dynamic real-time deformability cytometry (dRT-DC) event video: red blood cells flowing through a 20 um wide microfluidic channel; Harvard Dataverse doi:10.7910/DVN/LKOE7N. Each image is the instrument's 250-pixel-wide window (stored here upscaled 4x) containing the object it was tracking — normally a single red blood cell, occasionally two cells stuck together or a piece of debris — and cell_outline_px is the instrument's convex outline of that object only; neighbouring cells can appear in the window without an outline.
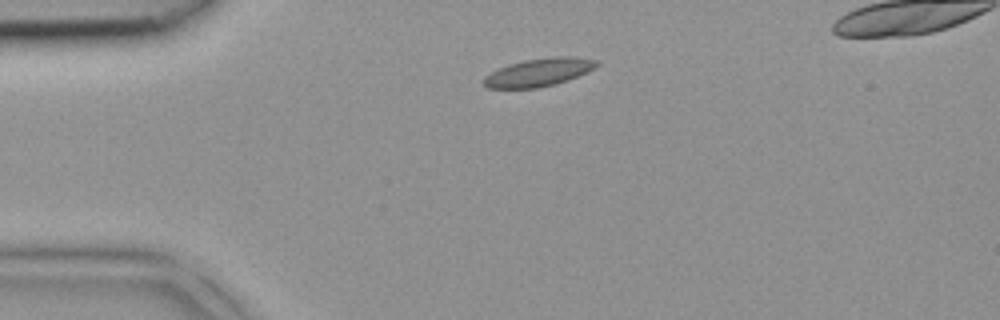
{"species": "common noctule bat (a hibernating species)", "species_latin": "Nyctalus noctula", "temperature_condition": "room temperature", "stored_images_in_passage": 4, "camera_frame_rate_fps": 3000, "um_per_image_px": 0.085, "animal": {"sex": "female", "body_mass_g": 18.4}, "frame": {"image": 1, "passage_image": 4, "time_ms": 1.0, "image_size_px": [1000, 320], "cell_outline_px": [[600, 64], [596, 68], [588, 72], [568, 80], [556, 84], [536, 88], [488, 88], [484, 84], [484, 76], [508, 64], [524, 60], [552, 56], [572, 56], [596, 60]], "centroid_in_image_um": [45.84, 6.14], "position_along_channel_um": 39.2, "area_um2": 18.5}}